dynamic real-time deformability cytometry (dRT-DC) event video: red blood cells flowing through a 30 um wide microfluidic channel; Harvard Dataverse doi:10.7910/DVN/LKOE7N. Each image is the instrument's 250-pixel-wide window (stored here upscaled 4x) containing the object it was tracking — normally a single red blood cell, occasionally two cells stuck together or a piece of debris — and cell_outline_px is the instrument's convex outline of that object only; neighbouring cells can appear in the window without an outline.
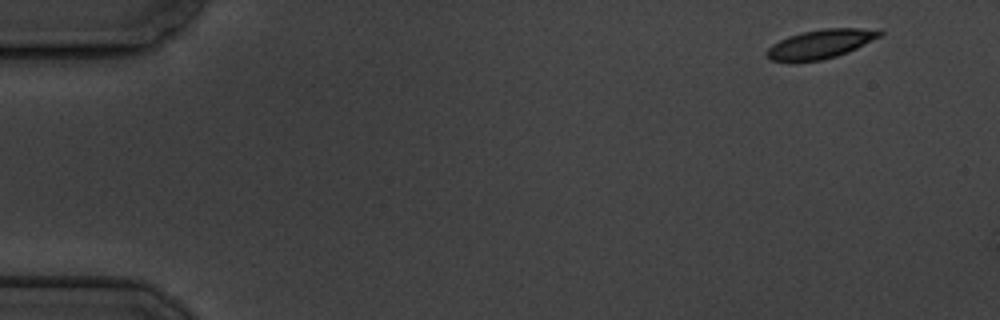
{"species": "common noctule bat (a hibernating species)", "species_latin": "Nyctalus noctula", "temperature_condition": "cold", "stored_images_in_passage": 4, "camera_frame_rate_fps": 3000, "um_per_image_px": 0.085, "animal": {"sex": "male", "body_mass_g": 19.5, "forearm_length_mm": 54.6}, "frame": {"image": 1, "passage_image": 1, "time_ms": 0.0, "image_size_px": [1000, 320], "cell_outline_px": [[884, 32], [880, 36], [848, 52], [836, 56], [820, 60], [772, 60], [764, 52], [772, 44], [788, 36], [800, 32], [824, 28], [860, 28]], "centroid_in_image_um": [69.73, 3.72], "position_along_channel_um": 15.3, "area_um2": 18.55}}